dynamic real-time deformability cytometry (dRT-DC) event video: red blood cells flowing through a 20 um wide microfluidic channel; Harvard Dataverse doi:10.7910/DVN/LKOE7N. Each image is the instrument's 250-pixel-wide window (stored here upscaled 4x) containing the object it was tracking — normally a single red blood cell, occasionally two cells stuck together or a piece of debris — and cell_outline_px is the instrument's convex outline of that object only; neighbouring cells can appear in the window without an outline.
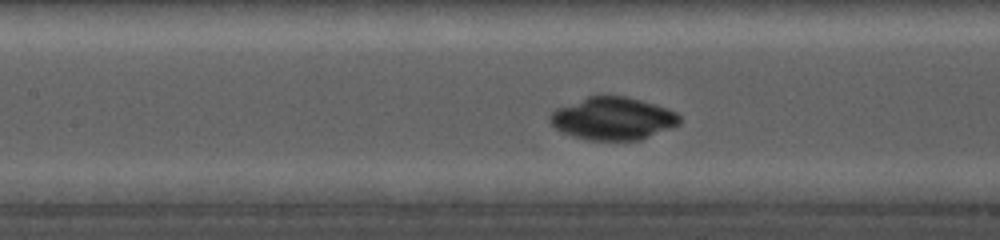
{"species": "common noctule bat (a hibernating species)", "species_latin": "Nyctalus noctula", "temperature_condition": "cold", "stored_images_in_passage": 29, "camera_frame_rate_fps": 5000, "um_per_image_px": 0.085, "animal": {"sex": "female", "body_mass_g": 19.0, "forearm_length_mm": 56.7}, "frame": {"image": 1, "passage_image": 18, "time_ms": 6.4, "image_size_px": [1000, 240], "cell_outline_px": [[680, 124], [672, 128], [640, 140], [588, 140], [572, 136], [560, 132], [548, 120], [548, 116], [556, 108], [588, 96], [624, 96], [656, 104], [668, 108], [676, 112], [680, 116]], "centroid_in_image_um": [52.09, 10.08], "position_along_channel_um": 155.3, "area_um2": 32.37}}
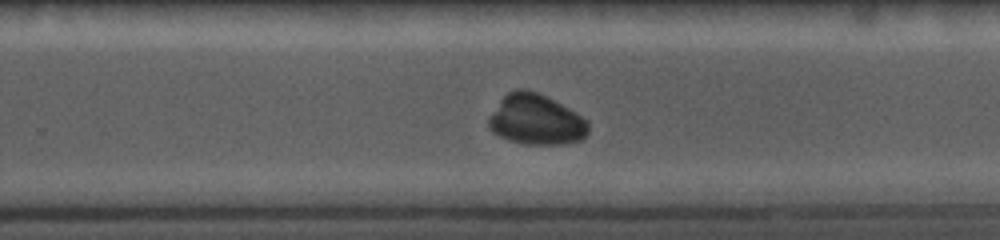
{"frame": {"image": 2, "passage_image": 25, "time_ms": 9.8, "image_size_px": [1000, 240], "cell_outline_px": [[588, 132], [580, 140], [560, 144], [528, 144], [508, 140], [492, 132], [488, 128], [488, 120], [500, 100], [508, 92], [516, 88], [528, 88], [540, 92], [576, 112], [588, 120]], "centroid_in_image_um": [45.56, 10.15], "position_along_channel_um": 284.2, "area_um2": 29.36}}
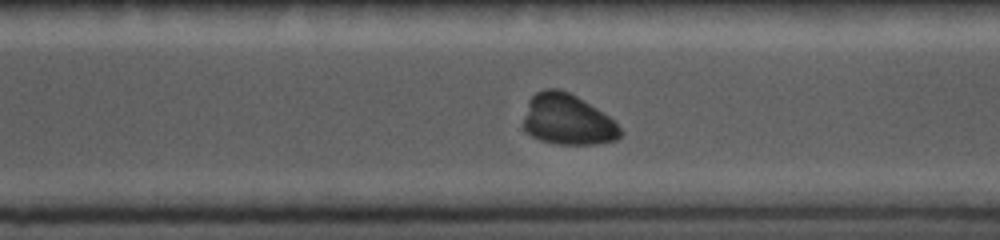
{"frame": {"image": 3, "passage_image": 28, "time_ms": 10.8, "image_size_px": [1000, 240], "cell_outline_px": [[624, 132], [616, 140], [596, 144], [560, 144], [540, 140], [532, 136], [524, 128], [524, 116], [528, 100], [536, 92], [544, 88], [560, 88], [576, 96], [616, 120]], "centroid_in_image_um": [48.27, 10.16], "position_along_channel_um": 322.3, "area_um2": 28.78}}